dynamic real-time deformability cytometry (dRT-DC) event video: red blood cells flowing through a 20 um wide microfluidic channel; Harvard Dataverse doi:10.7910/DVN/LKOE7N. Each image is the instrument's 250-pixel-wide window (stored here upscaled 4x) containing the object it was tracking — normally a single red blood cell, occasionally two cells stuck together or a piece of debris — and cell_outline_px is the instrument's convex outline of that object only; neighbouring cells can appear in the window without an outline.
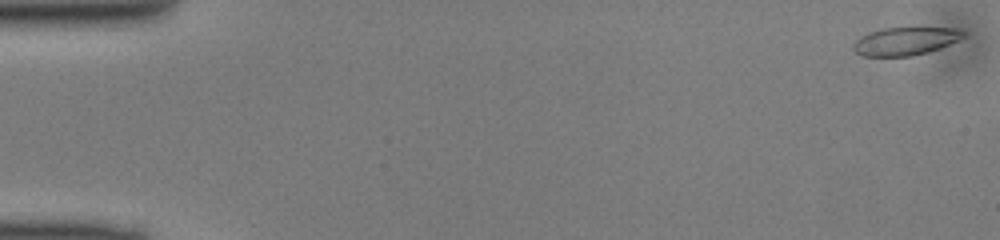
{"species": "common noctule bat (a hibernating species)", "species_latin": "Nyctalus noctula", "temperature_condition": "cold", "stored_images_in_passage": 13, "camera_frame_rate_fps": 3000, "um_per_image_px": 0.085, "animal": {"sex": "male", "body_mass_g": 13.0, "forearm_length_mm": 53.1}, "frame": {"image": 1, "passage_image": 1, "time_ms": 0.0, "image_size_px": [1000, 240], "cell_outline_px": [[964, 36], [960, 40], [940, 48], [928, 52], [912, 56], [860, 56], [852, 48], [852, 44], [860, 36], [868, 32], [884, 28], [916, 24], [956, 28], [964, 32]], "centroid_in_image_um": [76.99, 3.44], "position_along_channel_um": 8.0, "area_um2": 19.07}}